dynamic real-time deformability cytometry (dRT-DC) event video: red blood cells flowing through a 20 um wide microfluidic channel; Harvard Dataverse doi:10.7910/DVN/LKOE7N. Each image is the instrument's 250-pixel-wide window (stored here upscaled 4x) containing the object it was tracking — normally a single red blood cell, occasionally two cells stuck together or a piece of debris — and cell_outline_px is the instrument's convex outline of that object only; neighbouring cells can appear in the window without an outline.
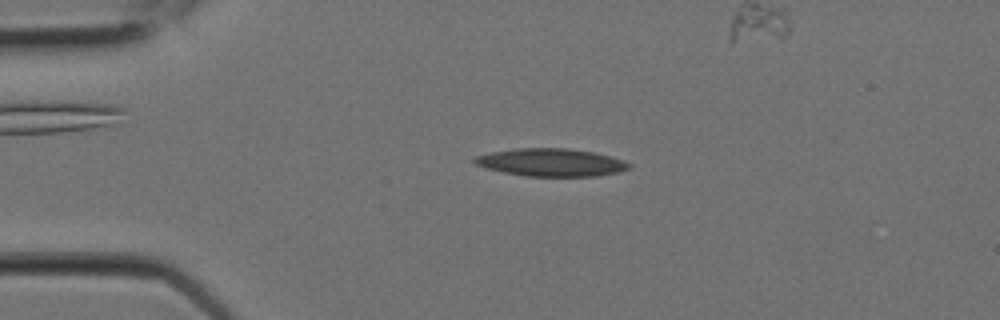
{"species": "Egyptian fruit bat (a non-hibernating species)", "species_latin": "Rousettus aegyptiacus", "temperature_condition": "room temperature", "stored_images_in_passage": 6, "camera_frame_rate_fps": 3000, "um_per_image_px": 0.085, "animal": {"sex": "female"}, "frame": {"image": 1, "passage_image": 4, "time_ms": 1.0, "image_size_px": [1000, 320], "cell_outline_px": [[632, 168], [616, 172], [596, 176], [524, 176], [484, 168], [476, 164], [472, 160], [476, 156], [492, 152], [516, 148], [568, 148], [592, 152], [624, 160], [632, 164]], "centroid_in_image_um": [46.84, 13.8], "position_along_channel_um": 38.2, "area_um2": 24.91}}